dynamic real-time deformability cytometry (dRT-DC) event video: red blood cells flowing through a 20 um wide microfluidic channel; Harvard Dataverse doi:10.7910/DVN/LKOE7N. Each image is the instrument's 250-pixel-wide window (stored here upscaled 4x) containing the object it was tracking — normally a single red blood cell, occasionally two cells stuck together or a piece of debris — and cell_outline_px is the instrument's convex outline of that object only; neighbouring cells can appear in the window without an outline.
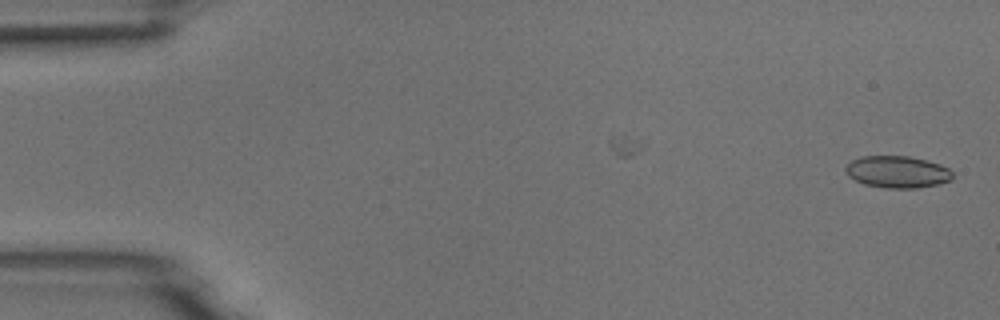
{"species": "common noctule bat (a hibernating species)", "species_latin": "Nyctalus noctula", "temperature_condition": "room temperature", "stored_images_in_passage": 2, "camera_frame_rate_fps": 3000, "um_per_image_px": 0.085, "animal": {"sex": "male", "body_mass_g": 18.8}, "frame": {"image": 1, "passage_image": 2, "time_ms": 1.333, "image_size_px": [1000, 320], "cell_outline_px": [[952, 180], [936, 184], [916, 188], [888, 188], [864, 184], [848, 176], [844, 172], [844, 168], [852, 160], [860, 156], [908, 156], [928, 160], [940, 164], [948, 168], [952, 172]], "centroid_in_image_um": [76.26, 14.6], "position_along_channel_um": 8.7, "area_um2": 19.94}}